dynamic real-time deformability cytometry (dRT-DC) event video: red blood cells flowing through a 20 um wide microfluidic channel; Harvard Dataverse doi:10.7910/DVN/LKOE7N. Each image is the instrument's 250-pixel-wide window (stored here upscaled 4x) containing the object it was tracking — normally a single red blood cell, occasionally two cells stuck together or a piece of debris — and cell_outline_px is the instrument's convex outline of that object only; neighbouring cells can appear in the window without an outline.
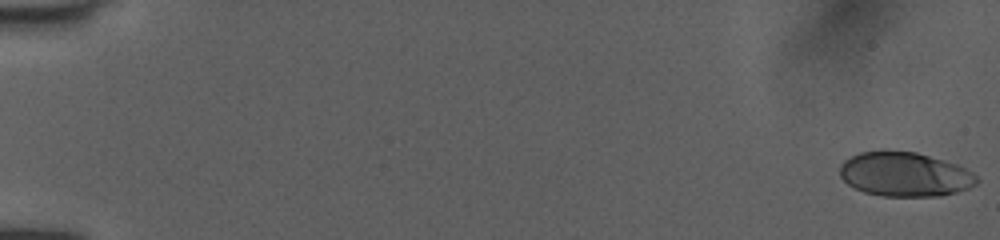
{"species": "human", "species_latin": "Homo sapiens", "temperature_condition": "room temperature", "stored_images_in_passage": 52, "camera_frame_rate_fps": 3000, "um_per_image_px": 0.085, "donor": {"sex": "female"}, "frame": {"image": 1, "passage_image": 1, "time_ms": 0.0, "image_size_px": [1000, 240], "cell_outline_px": [[980, 180], [976, 184], [968, 188], [956, 192], [940, 196], [884, 196], [864, 192], [848, 184], [840, 176], [840, 164], [844, 160], [860, 152], [916, 152], [944, 160], [956, 164], [972, 172]], "centroid_in_image_um": [76.92, 14.83], "position_along_channel_um": 8.1, "area_um2": 34.97}}
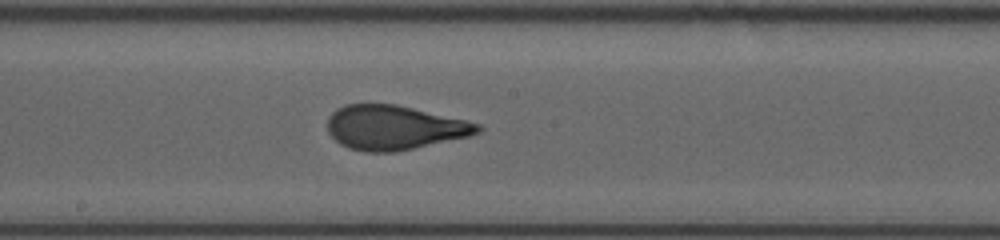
{"frame": {"image": 2, "passage_image": 30, "time_ms": 9.667, "image_size_px": [1000, 240], "cell_outline_px": [[484, 128], [480, 132], [468, 136], [396, 152], [364, 152], [348, 148], [340, 144], [328, 132], [328, 116], [336, 108], [344, 104], [396, 104], [464, 120], [480, 124]], "centroid_in_image_um": [33.47, 10.84], "position_along_channel_um": 214.7, "area_um2": 38.73}}
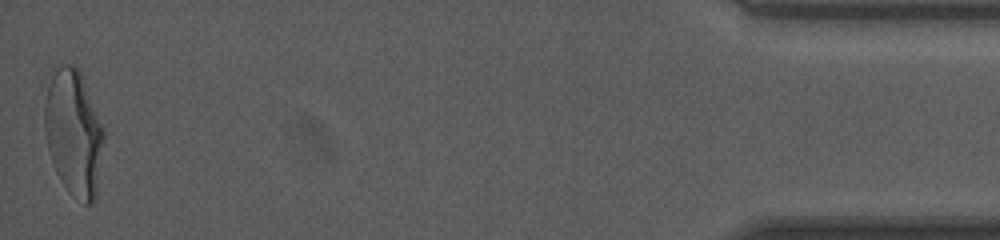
{"frame": {"image": 3, "passage_image": 52, "time_ms": 17.0, "image_size_px": [1000, 240], "cell_outline_px": [[104, 136], [96, 196], [92, 204], [84, 204], [60, 180], [56, 172], [48, 148], [44, 128], [44, 104], [48, 88], [52, 76], [56, 68], [60, 64], [76, 64], [80, 72], [104, 128]], "centroid_in_image_um": [6.26, 11.26], "position_along_channel_um": 428.9, "area_um2": 42.95}, "authors_computed_cell_mechanics": {"area_um2": 38.6104, "velocity_mm_per_s": 4.0395, "shape_relaxation_time_tau1_ms": 3.8828, "shape_relaxation_time_tau2_ms": 0.6222, "deformation_change_tau1": 0.1891, "deformation_change_tau2": 0.0644}}